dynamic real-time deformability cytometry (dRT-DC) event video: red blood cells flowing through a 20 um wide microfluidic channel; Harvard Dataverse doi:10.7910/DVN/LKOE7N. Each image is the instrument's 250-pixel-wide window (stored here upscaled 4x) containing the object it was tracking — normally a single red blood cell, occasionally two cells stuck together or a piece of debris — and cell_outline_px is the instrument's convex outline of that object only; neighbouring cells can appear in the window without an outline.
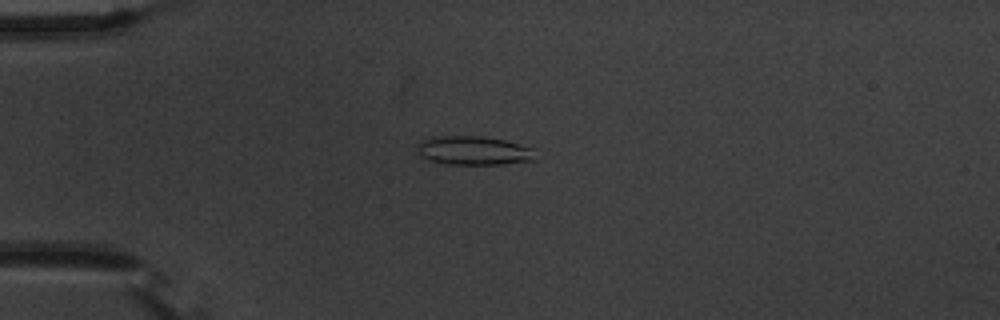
{"species": "common noctule bat (a hibernating species)", "species_latin": "Nyctalus noctula", "temperature_condition": "warm", "stored_images_in_passage": 50, "camera_frame_rate_fps": 3000, "um_per_image_px": 0.085, "animal": {"sex": "male", "body_mass_g": 20.1, "forearm_length_mm": 53.5}, "frame": {"image": 1, "passage_image": 9, "time_ms": 2.667, "image_size_px": [1000, 320], "cell_outline_px": [[536, 160], [500, 164], [444, 164], [428, 160], [420, 156], [416, 148], [416, 144], [424, 140], [440, 136], [480, 136], [504, 140], [536, 148]], "centroid_in_image_um": [40.29, 12.81], "position_along_channel_um": 44.7, "area_um2": 20.06}}
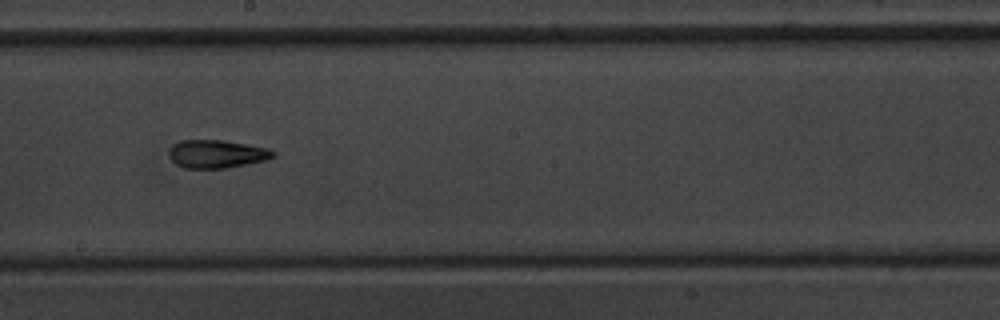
{"frame": {"image": 2, "passage_image": 26, "time_ms": 8.333, "image_size_px": [1000, 320], "cell_outline_px": [[276, 156], [268, 160], [248, 164], [224, 168], [184, 168], [176, 164], [172, 160], [168, 152], [172, 144], [180, 140], [224, 140], [268, 148], [276, 152]], "centroid_in_image_um": [18.44, 13.08], "position_along_channel_um": 229.8, "area_um2": 17.22}}
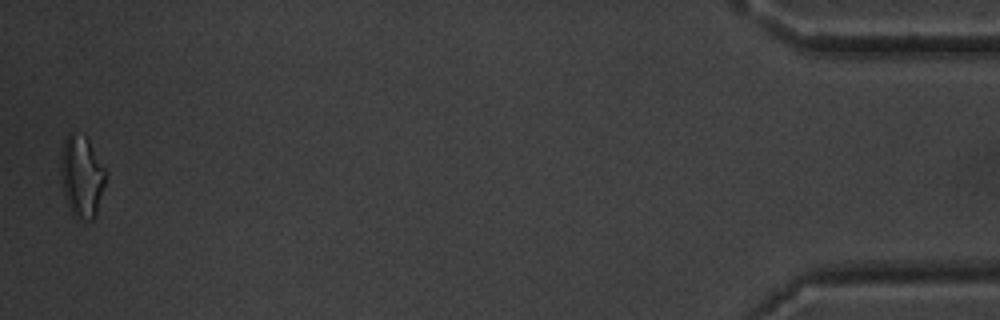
{"frame": {"image": 3, "passage_image": 49, "time_ms": 16.0, "image_size_px": [1000, 320], "cell_outline_px": [[108, 172], [96, 216], [92, 220], [76, 220], [64, 196], [60, 172], [60, 156], [64, 140], [72, 132], [84, 136], [88, 140]], "centroid_in_image_um": [6.96, 15.02], "position_along_channel_um": 428.2, "area_um2": 21.62}, "authors_computed_cell_mechanics": {"area_um2": 17.4267, "velocity_mm_per_s": 3.6957, "shape_relaxation_time_tau1_ms": null, "shape_relaxation_time_tau2_ms": 3.9071, "deformation_change_tau1": null, "deformation_change_tau2": 0.1378}}